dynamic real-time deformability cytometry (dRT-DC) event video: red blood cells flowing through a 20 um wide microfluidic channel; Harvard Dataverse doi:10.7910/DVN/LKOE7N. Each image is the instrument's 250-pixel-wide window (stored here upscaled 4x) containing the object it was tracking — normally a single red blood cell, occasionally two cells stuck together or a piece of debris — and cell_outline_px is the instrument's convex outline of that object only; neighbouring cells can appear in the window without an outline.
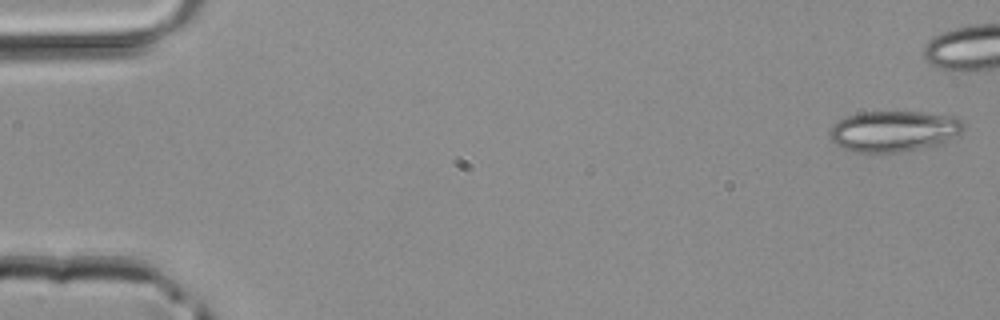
{"species": "common noctule bat (a hibernating species)", "species_latin": "Nyctalus noctula", "temperature_condition": "room temperature", "stored_images_in_passage": 36, "camera_frame_rate_fps": 3000, "um_per_image_px": 0.085, "animal": {"sex": "male", "body_mass_g": 20.4}, "frame": {"image": 1, "passage_image": 1, "time_ms": 0.0, "image_size_px": [1000, 320], "cell_outline_px": [[964, 128], [960, 132], [944, 144], [932, 148], [896, 152], [856, 152], [840, 148], [828, 136], [828, 132], [832, 124], [848, 116], [860, 112], [920, 112], [960, 116], [964, 120]], "centroid_in_image_um": [76.02, 11.16], "position_along_channel_um": 9.0, "area_um2": 32.6}}
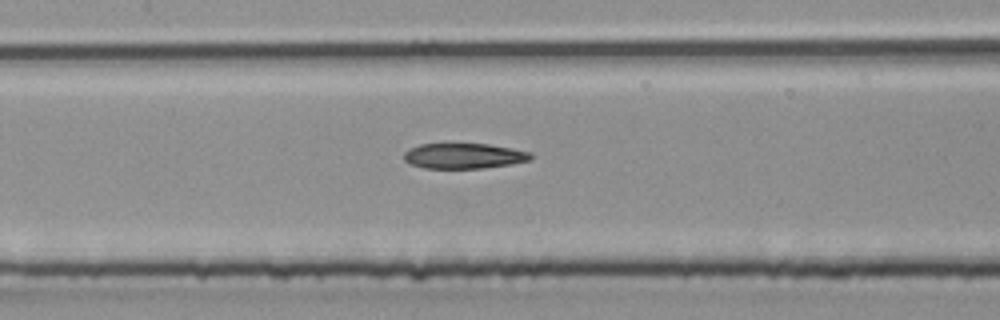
{"frame": {"image": 2, "passage_image": 21, "time_ms": 6.667, "image_size_px": [1000, 320], "cell_outline_px": [[532, 160], [512, 164], [484, 168], [424, 168], [408, 164], [404, 160], [404, 152], [408, 148], [420, 144], [488, 144], [512, 148], [532, 152]], "centroid_in_image_um": [39.43, 13.25], "position_along_channel_um": 168.0, "area_um2": 18.96}}
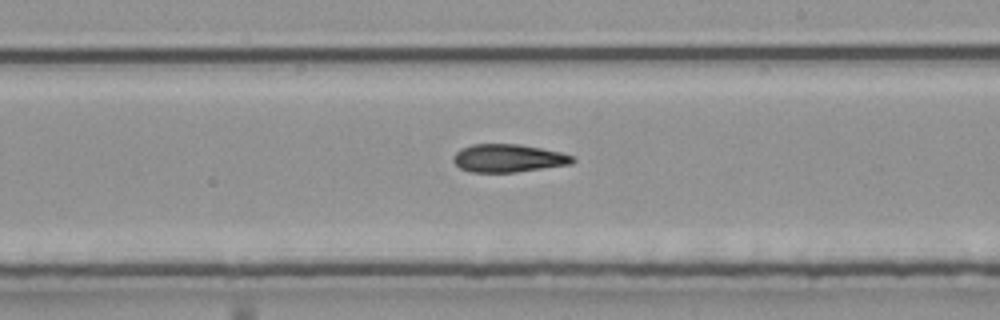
{"frame": {"image": 3, "passage_image": 26, "time_ms": 8.333, "image_size_px": [1000, 320], "cell_outline_px": [[576, 160], [572, 164], [516, 172], [472, 172], [460, 168], [452, 160], [452, 156], [460, 148], [472, 144], [520, 144], [560, 152], [572, 156]], "centroid_in_image_um": [43.18, 13.44], "position_along_channel_um": 245.8, "area_um2": 19.48}}